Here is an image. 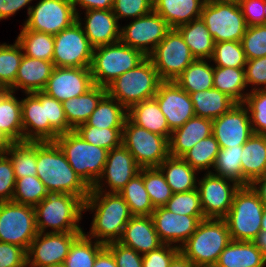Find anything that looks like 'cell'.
I'll list each match as a JSON object with an SVG mask.
<instances>
[{"instance_id":"obj_1","label":"cell","mask_w":266,"mask_h":267,"mask_svg":"<svg viewBox=\"0 0 266 267\" xmlns=\"http://www.w3.org/2000/svg\"><path fill=\"white\" fill-rule=\"evenodd\" d=\"M37 177L49 193H68L83 201L90 188L75 173L55 141L36 142Z\"/></svg>"},{"instance_id":"obj_2","label":"cell","mask_w":266,"mask_h":267,"mask_svg":"<svg viewBox=\"0 0 266 267\" xmlns=\"http://www.w3.org/2000/svg\"><path fill=\"white\" fill-rule=\"evenodd\" d=\"M84 210H95L90 234L85 235L104 245L118 242L133 216L129 206L117 192L90 191L84 201Z\"/></svg>"},{"instance_id":"obj_3","label":"cell","mask_w":266,"mask_h":267,"mask_svg":"<svg viewBox=\"0 0 266 267\" xmlns=\"http://www.w3.org/2000/svg\"><path fill=\"white\" fill-rule=\"evenodd\" d=\"M38 232L49 233L83 232L78 225L84 211V201L68 193H49L34 207Z\"/></svg>"},{"instance_id":"obj_4","label":"cell","mask_w":266,"mask_h":267,"mask_svg":"<svg viewBox=\"0 0 266 267\" xmlns=\"http://www.w3.org/2000/svg\"><path fill=\"white\" fill-rule=\"evenodd\" d=\"M231 242L224 219L201 220L191 237L180 247V252L198 267L216 264L219 255Z\"/></svg>"},{"instance_id":"obj_5","label":"cell","mask_w":266,"mask_h":267,"mask_svg":"<svg viewBox=\"0 0 266 267\" xmlns=\"http://www.w3.org/2000/svg\"><path fill=\"white\" fill-rule=\"evenodd\" d=\"M55 142L75 173L91 189L102 174L109 150L88 143L75 130L60 134Z\"/></svg>"},{"instance_id":"obj_6","label":"cell","mask_w":266,"mask_h":267,"mask_svg":"<svg viewBox=\"0 0 266 267\" xmlns=\"http://www.w3.org/2000/svg\"><path fill=\"white\" fill-rule=\"evenodd\" d=\"M265 207L251 185L240 186L228 214L223 218L227 223L231 240L253 241L261 232Z\"/></svg>"},{"instance_id":"obj_7","label":"cell","mask_w":266,"mask_h":267,"mask_svg":"<svg viewBox=\"0 0 266 267\" xmlns=\"http://www.w3.org/2000/svg\"><path fill=\"white\" fill-rule=\"evenodd\" d=\"M161 82L152 61L147 57L136 68L118 76L106 87V91L128 110L137 103L154 98Z\"/></svg>"},{"instance_id":"obj_8","label":"cell","mask_w":266,"mask_h":267,"mask_svg":"<svg viewBox=\"0 0 266 267\" xmlns=\"http://www.w3.org/2000/svg\"><path fill=\"white\" fill-rule=\"evenodd\" d=\"M147 57L120 41L93 48L90 66L94 85L106 88L118 76L136 68Z\"/></svg>"},{"instance_id":"obj_9","label":"cell","mask_w":266,"mask_h":267,"mask_svg":"<svg viewBox=\"0 0 266 267\" xmlns=\"http://www.w3.org/2000/svg\"><path fill=\"white\" fill-rule=\"evenodd\" d=\"M201 19L215 43L241 41L248 27L237 0L205 3Z\"/></svg>"},{"instance_id":"obj_10","label":"cell","mask_w":266,"mask_h":267,"mask_svg":"<svg viewBox=\"0 0 266 267\" xmlns=\"http://www.w3.org/2000/svg\"><path fill=\"white\" fill-rule=\"evenodd\" d=\"M122 145L141 168L158 167L169 156L166 137L141 128L128 118L122 130Z\"/></svg>"},{"instance_id":"obj_11","label":"cell","mask_w":266,"mask_h":267,"mask_svg":"<svg viewBox=\"0 0 266 267\" xmlns=\"http://www.w3.org/2000/svg\"><path fill=\"white\" fill-rule=\"evenodd\" d=\"M37 234L34 207L13 201L0 202V242L28 251Z\"/></svg>"},{"instance_id":"obj_12","label":"cell","mask_w":266,"mask_h":267,"mask_svg":"<svg viewBox=\"0 0 266 267\" xmlns=\"http://www.w3.org/2000/svg\"><path fill=\"white\" fill-rule=\"evenodd\" d=\"M161 81H175L195 60L180 32L171 28L148 56Z\"/></svg>"},{"instance_id":"obj_13","label":"cell","mask_w":266,"mask_h":267,"mask_svg":"<svg viewBox=\"0 0 266 267\" xmlns=\"http://www.w3.org/2000/svg\"><path fill=\"white\" fill-rule=\"evenodd\" d=\"M92 56L93 47L78 20L54 35V67L90 68Z\"/></svg>"},{"instance_id":"obj_14","label":"cell","mask_w":266,"mask_h":267,"mask_svg":"<svg viewBox=\"0 0 266 267\" xmlns=\"http://www.w3.org/2000/svg\"><path fill=\"white\" fill-rule=\"evenodd\" d=\"M28 18L22 30L58 34L77 21L72 0H39L28 6Z\"/></svg>"},{"instance_id":"obj_15","label":"cell","mask_w":266,"mask_h":267,"mask_svg":"<svg viewBox=\"0 0 266 267\" xmlns=\"http://www.w3.org/2000/svg\"><path fill=\"white\" fill-rule=\"evenodd\" d=\"M170 29L165 19L152 10L121 27L119 41L148 57Z\"/></svg>"},{"instance_id":"obj_16","label":"cell","mask_w":266,"mask_h":267,"mask_svg":"<svg viewBox=\"0 0 266 267\" xmlns=\"http://www.w3.org/2000/svg\"><path fill=\"white\" fill-rule=\"evenodd\" d=\"M198 184L197 190L204 217L216 219H223L228 214L234 195L241 186L213 172H207L203 179H199Z\"/></svg>"},{"instance_id":"obj_17","label":"cell","mask_w":266,"mask_h":267,"mask_svg":"<svg viewBox=\"0 0 266 267\" xmlns=\"http://www.w3.org/2000/svg\"><path fill=\"white\" fill-rule=\"evenodd\" d=\"M26 96L21 100L23 141H55L59 134L49 124L47 94L36 91Z\"/></svg>"},{"instance_id":"obj_18","label":"cell","mask_w":266,"mask_h":267,"mask_svg":"<svg viewBox=\"0 0 266 267\" xmlns=\"http://www.w3.org/2000/svg\"><path fill=\"white\" fill-rule=\"evenodd\" d=\"M83 232L49 233L38 232L27 251L30 267L63 264L71 244Z\"/></svg>"},{"instance_id":"obj_19","label":"cell","mask_w":266,"mask_h":267,"mask_svg":"<svg viewBox=\"0 0 266 267\" xmlns=\"http://www.w3.org/2000/svg\"><path fill=\"white\" fill-rule=\"evenodd\" d=\"M212 134L220 148L245 144L254 134L247 107L236 103L228 112L212 120Z\"/></svg>"},{"instance_id":"obj_20","label":"cell","mask_w":266,"mask_h":267,"mask_svg":"<svg viewBox=\"0 0 266 267\" xmlns=\"http://www.w3.org/2000/svg\"><path fill=\"white\" fill-rule=\"evenodd\" d=\"M154 99L165 115L171 132L180 128L186 121L195 116L190 94L175 81H162Z\"/></svg>"},{"instance_id":"obj_21","label":"cell","mask_w":266,"mask_h":267,"mask_svg":"<svg viewBox=\"0 0 266 267\" xmlns=\"http://www.w3.org/2000/svg\"><path fill=\"white\" fill-rule=\"evenodd\" d=\"M94 86L90 68L54 67L42 90L48 96L64 102L85 94Z\"/></svg>"},{"instance_id":"obj_22","label":"cell","mask_w":266,"mask_h":267,"mask_svg":"<svg viewBox=\"0 0 266 267\" xmlns=\"http://www.w3.org/2000/svg\"><path fill=\"white\" fill-rule=\"evenodd\" d=\"M141 167L135 162L133 155L123 146L111 149L102 174L90 191L119 192L132 178L139 174ZM106 179H105V178ZM104 178V179H103ZM105 180L109 191L103 189Z\"/></svg>"},{"instance_id":"obj_23","label":"cell","mask_w":266,"mask_h":267,"mask_svg":"<svg viewBox=\"0 0 266 267\" xmlns=\"http://www.w3.org/2000/svg\"><path fill=\"white\" fill-rule=\"evenodd\" d=\"M151 218L160 240L168 245L179 243V248L195 232L199 222L206 219L204 216L176 214L164 206L156 207Z\"/></svg>"},{"instance_id":"obj_24","label":"cell","mask_w":266,"mask_h":267,"mask_svg":"<svg viewBox=\"0 0 266 267\" xmlns=\"http://www.w3.org/2000/svg\"><path fill=\"white\" fill-rule=\"evenodd\" d=\"M84 19L85 23H82L80 15H77L80 24H84V33L93 48L119 42L121 28L112 9L88 10Z\"/></svg>"},{"instance_id":"obj_25","label":"cell","mask_w":266,"mask_h":267,"mask_svg":"<svg viewBox=\"0 0 266 267\" xmlns=\"http://www.w3.org/2000/svg\"><path fill=\"white\" fill-rule=\"evenodd\" d=\"M140 254L158 249L164 243L160 240L151 216H132L118 241Z\"/></svg>"},{"instance_id":"obj_26","label":"cell","mask_w":266,"mask_h":267,"mask_svg":"<svg viewBox=\"0 0 266 267\" xmlns=\"http://www.w3.org/2000/svg\"><path fill=\"white\" fill-rule=\"evenodd\" d=\"M212 135V120L194 116L174 130L168 140L169 156L182 157L197 142Z\"/></svg>"},{"instance_id":"obj_27","label":"cell","mask_w":266,"mask_h":267,"mask_svg":"<svg viewBox=\"0 0 266 267\" xmlns=\"http://www.w3.org/2000/svg\"><path fill=\"white\" fill-rule=\"evenodd\" d=\"M53 69L54 64L51 61L23 55L15 84L9 90L15 92L21 88L25 94L42 91L51 77Z\"/></svg>"},{"instance_id":"obj_28","label":"cell","mask_w":266,"mask_h":267,"mask_svg":"<svg viewBox=\"0 0 266 267\" xmlns=\"http://www.w3.org/2000/svg\"><path fill=\"white\" fill-rule=\"evenodd\" d=\"M242 186L266 177V135L253 134L242 145Z\"/></svg>"},{"instance_id":"obj_29","label":"cell","mask_w":266,"mask_h":267,"mask_svg":"<svg viewBox=\"0 0 266 267\" xmlns=\"http://www.w3.org/2000/svg\"><path fill=\"white\" fill-rule=\"evenodd\" d=\"M204 4V0H153V10L170 28H177L200 18Z\"/></svg>"},{"instance_id":"obj_30","label":"cell","mask_w":266,"mask_h":267,"mask_svg":"<svg viewBox=\"0 0 266 267\" xmlns=\"http://www.w3.org/2000/svg\"><path fill=\"white\" fill-rule=\"evenodd\" d=\"M127 112V118L132 123L169 140L172 132L169 129L165 115L161 112L154 98L131 106Z\"/></svg>"},{"instance_id":"obj_31","label":"cell","mask_w":266,"mask_h":267,"mask_svg":"<svg viewBox=\"0 0 266 267\" xmlns=\"http://www.w3.org/2000/svg\"><path fill=\"white\" fill-rule=\"evenodd\" d=\"M266 258L253 241L231 242L219 255L216 265L220 267H263Z\"/></svg>"},{"instance_id":"obj_32","label":"cell","mask_w":266,"mask_h":267,"mask_svg":"<svg viewBox=\"0 0 266 267\" xmlns=\"http://www.w3.org/2000/svg\"><path fill=\"white\" fill-rule=\"evenodd\" d=\"M106 94V88L94 85L85 94L62 102L68 125L75 130L79 125L86 123Z\"/></svg>"},{"instance_id":"obj_33","label":"cell","mask_w":266,"mask_h":267,"mask_svg":"<svg viewBox=\"0 0 266 267\" xmlns=\"http://www.w3.org/2000/svg\"><path fill=\"white\" fill-rule=\"evenodd\" d=\"M158 168L163 173L173 194L197 189V170L193 169L182 157L168 156Z\"/></svg>"},{"instance_id":"obj_34","label":"cell","mask_w":266,"mask_h":267,"mask_svg":"<svg viewBox=\"0 0 266 267\" xmlns=\"http://www.w3.org/2000/svg\"><path fill=\"white\" fill-rule=\"evenodd\" d=\"M0 129L12 142L23 141L21 101L9 89L0 91Z\"/></svg>"},{"instance_id":"obj_35","label":"cell","mask_w":266,"mask_h":267,"mask_svg":"<svg viewBox=\"0 0 266 267\" xmlns=\"http://www.w3.org/2000/svg\"><path fill=\"white\" fill-rule=\"evenodd\" d=\"M195 59H211L215 42L205 22L200 18L176 28Z\"/></svg>"},{"instance_id":"obj_36","label":"cell","mask_w":266,"mask_h":267,"mask_svg":"<svg viewBox=\"0 0 266 267\" xmlns=\"http://www.w3.org/2000/svg\"><path fill=\"white\" fill-rule=\"evenodd\" d=\"M195 116L214 120L228 112L236 102L216 88L190 93Z\"/></svg>"},{"instance_id":"obj_37","label":"cell","mask_w":266,"mask_h":267,"mask_svg":"<svg viewBox=\"0 0 266 267\" xmlns=\"http://www.w3.org/2000/svg\"><path fill=\"white\" fill-rule=\"evenodd\" d=\"M126 112H125V111ZM127 109L115 98L106 94L90 115L88 121L79 126H94L97 128H123L127 119Z\"/></svg>"},{"instance_id":"obj_38","label":"cell","mask_w":266,"mask_h":267,"mask_svg":"<svg viewBox=\"0 0 266 267\" xmlns=\"http://www.w3.org/2000/svg\"><path fill=\"white\" fill-rule=\"evenodd\" d=\"M244 68L213 66V88L228 95L236 103H244L248 93Z\"/></svg>"},{"instance_id":"obj_39","label":"cell","mask_w":266,"mask_h":267,"mask_svg":"<svg viewBox=\"0 0 266 267\" xmlns=\"http://www.w3.org/2000/svg\"><path fill=\"white\" fill-rule=\"evenodd\" d=\"M187 93L213 88V65L206 59H195L175 80Z\"/></svg>"},{"instance_id":"obj_40","label":"cell","mask_w":266,"mask_h":267,"mask_svg":"<svg viewBox=\"0 0 266 267\" xmlns=\"http://www.w3.org/2000/svg\"><path fill=\"white\" fill-rule=\"evenodd\" d=\"M4 153L12 162L16 178L37 176L36 142H13Z\"/></svg>"},{"instance_id":"obj_41","label":"cell","mask_w":266,"mask_h":267,"mask_svg":"<svg viewBox=\"0 0 266 267\" xmlns=\"http://www.w3.org/2000/svg\"><path fill=\"white\" fill-rule=\"evenodd\" d=\"M118 193L129 206L133 216H151L155 210L145 189L143 176L140 173L132 178Z\"/></svg>"},{"instance_id":"obj_42","label":"cell","mask_w":266,"mask_h":267,"mask_svg":"<svg viewBox=\"0 0 266 267\" xmlns=\"http://www.w3.org/2000/svg\"><path fill=\"white\" fill-rule=\"evenodd\" d=\"M16 41L21 45L25 56L52 62L54 35L33 30H21Z\"/></svg>"},{"instance_id":"obj_43","label":"cell","mask_w":266,"mask_h":267,"mask_svg":"<svg viewBox=\"0 0 266 267\" xmlns=\"http://www.w3.org/2000/svg\"><path fill=\"white\" fill-rule=\"evenodd\" d=\"M105 247L83 232L72 244L64 261L65 267H93L98 253Z\"/></svg>"},{"instance_id":"obj_44","label":"cell","mask_w":266,"mask_h":267,"mask_svg":"<svg viewBox=\"0 0 266 267\" xmlns=\"http://www.w3.org/2000/svg\"><path fill=\"white\" fill-rule=\"evenodd\" d=\"M219 151V143L212 134L197 142L182 158L197 171L208 170L207 172H211L209 169L211 166L214 168Z\"/></svg>"},{"instance_id":"obj_45","label":"cell","mask_w":266,"mask_h":267,"mask_svg":"<svg viewBox=\"0 0 266 267\" xmlns=\"http://www.w3.org/2000/svg\"><path fill=\"white\" fill-rule=\"evenodd\" d=\"M21 45L0 44V87L10 89L15 84L20 62L24 55Z\"/></svg>"},{"instance_id":"obj_46","label":"cell","mask_w":266,"mask_h":267,"mask_svg":"<svg viewBox=\"0 0 266 267\" xmlns=\"http://www.w3.org/2000/svg\"><path fill=\"white\" fill-rule=\"evenodd\" d=\"M143 183L153 206L162 207L172 197L173 192L158 167L141 168Z\"/></svg>"},{"instance_id":"obj_47","label":"cell","mask_w":266,"mask_h":267,"mask_svg":"<svg viewBox=\"0 0 266 267\" xmlns=\"http://www.w3.org/2000/svg\"><path fill=\"white\" fill-rule=\"evenodd\" d=\"M49 191L37 176H24L16 178L13 202L35 207Z\"/></svg>"},{"instance_id":"obj_48","label":"cell","mask_w":266,"mask_h":267,"mask_svg":"<svg viewBox=\"0 0 266 267\" xmlns=\"http://www.w3.org/2000/svg\"><path fill=\"white\" fill-rule=\"evenodd\" d=\"M241 154L242 145L220 148L215 160L214 174L231 179L242 186Z\"/></svg>"},{"instance_id":"obj_49","label":"cell","mask_w":266,"mask_h":267,"mask_svg":"<svg viewBox=\"0 0 266 267\" xmlns=\"http://www.w3.org/2000/svg\"><path fill=\"white\" fill-rule=\"evenodd\" d=\"M217 67L244 68L247 62L241 41L215 43L210 59Z\"/></svg>"},{"instance_id":"obj_50","label":"cell","mask_w":266,"mask_h":267,"mask_svg":"<svg viewBox=\"0 0 266 267\" xmlns=\"http://www.w3.org/2000/svg\"><path fill=\"white\" fill-rule=\"evenodd\" d=\"M123 128L78 126L75 131L88 143L111 150L122 145Z\"/></svg>"},{"instance_id":"obj_51","label":"cell","mask_w":266,"mask_h":267,"mask_svg":"<svg viewBox=\"0 0 266 267\" xmlns=\"http://www.w3.org/2000/svg\"><path fill=\"white\" fill-rule=\"evenodd\" d=\"M243 104L249 111L253 133L266 135V90L250 91Z\"/></svg>"},{"instance_id":"obj_52","label":"cell","mask_w":266,"mask_h":267,"mask_svg":"<svg viewBox=\"0 0 266 267\" xmlns=\"http://www.w3.org/2000/svg\"><path fill=\"white\" fill-rule=\"evenodd\" d=\"M164 207L176 214L204 216L198 190L174 193Z\"/></svg>"},{"instance_id":"obj_53","label":"cell","mask_w":266,"mask_h":267,"mask_svg":"<svg viewBox=\"0 0 266 267\" xmlns=\"http://www.w3.org/2000/svg\"><path fill=\"white\" fill-rule=\"evenodd\" d=\"M241 43L247 60L266 56V25L247 27Z\"/></svg>"},{"instance_id":"obj_54","label":"cell","mask_w":266,"mask_h":267,"mask_svg":"<svg viewBox=\"0 0 266 267\" xmlns=\"http://www.w3.org/2000/svg\"><path fill=\"white\" fill-rule=\"evenodd\" d=\"M153 10V0H114L112 12L119 19H133L148 14Z\"/></svg>"},{"instance_id":"obj_55","label":"cell","mask_w":266,"mask_h":267,"mask_svg":"<svg viewBox=\"0 0 266 267\" xmlns=\"http://www.w3.org/2000/svg\"><path fill=\"white\" fill-rule=\"evenodd\" d=\"M15 183L12 162L5 153H0V202L12 201Z\"/></svg>"},{"instance_id":"obj_56","label":"cell","mask_w":266,"mask_h":267,"mask_svg":"<svg viewBox=\"0 0 266 267\" xmlns=\"http://www.w3.org/2000/svg\"><path fill=\"white\" fill-rule=\"evenodd\" d=\"M180 252L178 245L163 244L158 249L143 254V267H169L172 259Z\"/></svg>"},{"instance_id":"obj_57","label":"cell","mask_w":266,"mask_h":267,"mask_svg":"<svg viewBox=\"0 0 266 267\" xmlns=\"http://www.w3.org/2000/svg\"><path fill=\"white\" fill-rule=\"evenodd\" d=\"M113 254L118 267H143V255L120 242L105 245Z\"/></svg>"},{"instance_id":"obj_58","label":"cell","mask_w":266,"mask_h":267,"mask_svg":"<svg viewBox=\"0 0 266 267\" xmlns=\"http://www.w3.org/2000/svg\"><path fill=\"white\" fill-rule=\"evenodd\" d=\"M244 70L247 86L255 85L251 91L261 90L258 85H264L262 90H266V56L247 60Z\"/></svg>"},{"instance_id":"obj_59","label":"cell","mask_w":266,"mask_h":267,"mask_svg":"<svg viewBox=\"0 0 266 267\" xmlns=\"http://www.w3.org/2000/svg\"><path fill=\"white\" fill-rule=\"evenodd\" d=\"M47 112L50 126L60 135L73 129L68 125L62 102L47 95Z\"/></svg>"},{"instance_id":"obj_60","label":"cell","mask_w":266,"mask_h":267,"mask_svg":"<svg viewBox=\"0 0 266 267\" xmlns=\"http://www.w3.org/2000/svg\"><path fill=\"white\" fill-rule=\"evenodd\" d=\"M248 27L265 25V0H237Z\"/></svg>"},{"instance_id":"obj_61","label":"cell","mask_w":266,"mask_h":267,"mask_svg":"<svg viewBox=\"0 0 266 267\" xmlns=\"http://www.w3.org/2000/svg\"><path fill=\"white\" fill-rule=\"evenodd\" d=\"M27 263V251L17 245L0 242V267H21Z\"/></svg>"},{"instance_id":"obj_62","label":"cell","mask_w":266,"mask_h":267,"mask_svg":"<svg viewBox=\"0 0 266 267\" xmlns=\"http://www.w3.org/2000/svg\"><path fill=\"white\" fill-rule=\"evenodd\" d=\"M32 0H0V20L14 15L21 8L26 7Z\"/></svg>"},{"instance_id":"obj_63","label":"cell","mask_w":266,"mask_h":267,"mask_svg":"<svg viewBox=\"0 0 266 267\" xmlns=\"http://www.w3.org/2000/svg\"><path fill=\"white\" fill-rule=\"evenodd\" d=\"M114 0H72L74 10L77 15H79L76 6L79 4L80 7L85 9V11L92 9H102L108 10L112 9Z\"/></svg>"},{"instance_id":"obj_64","label":"cell","mask_w":266,"mask_h":267,"mask_svg":"<svg viewBox=\"0 0 266 267\" xmlns=\"http://www.w3.org/2000/svg\"><path fill=\"white\" fill-rule=\"evenodd\" d=\"M93 267H118L112 252L105 246L97 255Z\"/></svg>"},{"instance_id":"obj_65","label":"cell","mask_w":266,"mask_h":267,"mask_svg":"<svg viewBox=\"0 0 266 267\" xmlns=\"http://www.w3.org/2000/svg\"><path fill=\"white\" fill-rule=\"evenodd\" d=\"M250 185L257 192L260 199L266 206V177L255 179Z\"/></svg>"},{"instance_id":"obj_66","label":"cell","mask_w":266,"mask_h":267,"mask_svg":"<svg viewBox=\"0 0 266 267\" xmlns=\"http://www.w3.org/2000/svg\"><path fill=\"white\" fill-rule=\"evenodd\" d=\"M169 267H198L193 264L187 257L179 252L170 262Z\"/></svg>"},{"instance_id":"obj_67","label":"cell","mask_w":266,"mask_h":267,"mask_svg":"<svg viewBox=\"0 0 266 267\" xmlns=\"http://www.w3.org/2000/svg\"><path fill=\"white\" fill-rule=\"evenodd\" d=\"M253 242L266 258V231H261Z\"/></svg>"},{"instance_id":"obj_68","label":"cell","mask_w":266,"mask_h":267,"mask_svg":"<svg viewBox=\"0 0 266 267\" xmlns=\"http://www.w3.org/2000/svg\"><path fill=\"white\" fill-rule=\"evenodd\" d=\"M13 142L4 134L0 129V153L4 151L12 144Z\"/></svg>"},{"instance_id":"obj_69","label":"cell","mask_w":266,"mask_h":267,"mask_svg":"<svg viewBox=\"0 0 266 267\" xmlns=\"http://www.w3.org/2000/svg\"><path fill=\"white\" fill-rule=\"evenodd\" d=\"M261 231H266V207L263 211V217L261 221Z\"/></svg>"},{"instance_id":"obj_70","label":"cell","mask_w":266,"mask_h":267,"mask_svg":"<svg viewBox=\"0 0 266 267\" xmlns=\"http://www.w3.org/2000/svg\"><path fill=\"white\" fill-rule=\"evenodd\" d=\"M44 267H65L64 264H57V265H50V266H44Z\"/></svg>"},{"instance_id":"obj_71","label":"cell","mask_w":266,"mask_h":267,"mask_svg":"<svg viewBox=\"0 0 266 267\" xmlns=\"http://www.w3.org/2000/svg\"><path fill=\"white\" fill-rule=\"evenodd\" d=\"M264 15H265V25H266V0H265V4H264Z\"/></svg>"},{"instance_id":"obj_72","label":"cell","mask_w":266,"mask_h":267,"mask_svg":"<svg viewBox=\"0 0 266 267\" xmlns=\"http://www.w3.org/2000/svg\"><path fill=\"white\" fill-rule=\"evenodd\" d=\"M212 1H225V0H204L205 3L212 2Z\"/></svg>"},{"instance_id":"obj_73","label":"cell","mask_w":266,"mask_h":267,"mask_svg":"<svg viewBox=\"0 0 266 267\" xmlns=\"http://www.w3.org/2000/svg\"><path fill=\"white\" fill-rule=\"evenodd\" d=\"M203 267H220V266L213 264V265H207V266H203Z\"/></svg>"},{"instance_id":"obj_74","label":"cell","mask_w":266,"mask_h":267,"mask_svg":"<svg viewBox=\"0 0 266 267\" xmlns=\"http://www.w3.org/2000/svg\"><path fill=\"white\" fill-rule=\"evenodd\" d=\"M29 265H28V263H26L24 266H21V267H28ZM30 267V266H29Z\"/></svg>"}]
</instances>
